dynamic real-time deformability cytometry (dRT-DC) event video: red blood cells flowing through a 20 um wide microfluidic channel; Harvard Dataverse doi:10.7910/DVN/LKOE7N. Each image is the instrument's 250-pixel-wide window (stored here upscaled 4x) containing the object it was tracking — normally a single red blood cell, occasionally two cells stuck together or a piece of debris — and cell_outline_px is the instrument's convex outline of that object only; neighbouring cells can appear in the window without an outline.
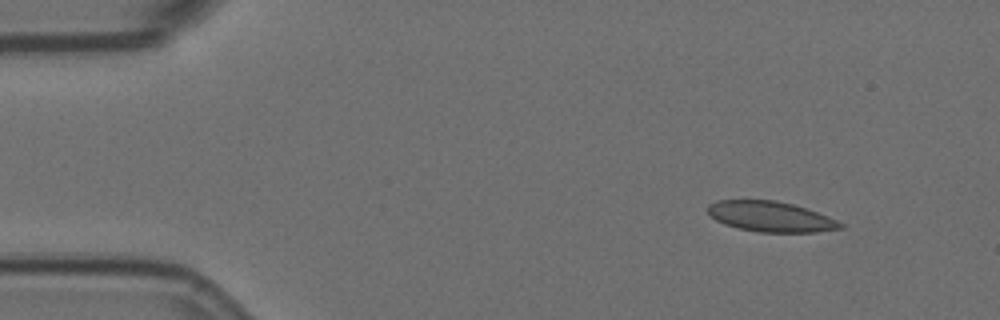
{"species": "Egyptian fruit bat (a non-hibernating species)", "species_latin": "Rousettus aegyptiacus", "temperature_condition": "room temperature", "stored_images_in_passage": 8, "camera_frame_rate_fps": 3000, "um_per_image_px": 0.085, "animal": {"sex": "female"}, "frame": {"image": 1, "passage_image": 1, "time_ms": 0.0, "image_size_px": [1000, 320], "cell_outline_px": [[844, 228], [816, 232], [760, 232], [740, 228], [724, 224], [716, 220], [708, 212], [708, 204], [716, 200], [776, 200], [792, 204], [828, 216], [844, 224]], "centroid_in_image_um": [65.5, 18.41], "position_along_channel_um": 19.5, "area_um2": 23.29}}